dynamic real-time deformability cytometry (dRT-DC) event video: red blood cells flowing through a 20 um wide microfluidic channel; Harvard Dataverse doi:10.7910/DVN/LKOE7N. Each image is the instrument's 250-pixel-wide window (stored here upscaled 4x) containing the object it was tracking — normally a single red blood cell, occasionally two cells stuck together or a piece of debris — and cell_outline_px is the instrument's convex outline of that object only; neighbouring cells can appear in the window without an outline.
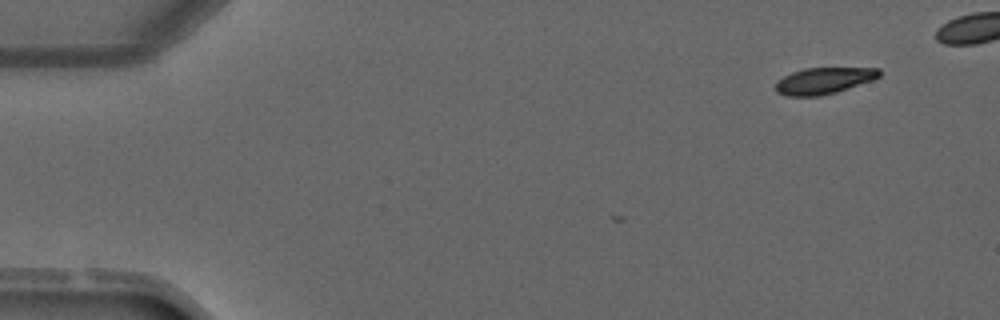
{"species": "common noctule bat (a hibernating species)", "species_latin": "Nyctalus noctula", "temperature_condition": "warm", "stored_images_in_passage": 2, "camera_frame_rate_fps": 3000, "um_per_image_px": 0.085, "animal": {"sex": "male", "forearm_length_mm": 52.5}, "frame": {"image": 1, "passage_image": 2, "time_ms": 1.0, "image_size_px": [1000, 320], "cell_outline_px": [[880, 76], [872, 80], [836, 92], [820, 96], [784, 96], [776, 92], [776, 80], [792, 72], [804, 68], [880, 68]], "centroid_in_image_um": [69.98, 6.86], "position_along_channel_um": 15.0, "area_um2": 15.95}}